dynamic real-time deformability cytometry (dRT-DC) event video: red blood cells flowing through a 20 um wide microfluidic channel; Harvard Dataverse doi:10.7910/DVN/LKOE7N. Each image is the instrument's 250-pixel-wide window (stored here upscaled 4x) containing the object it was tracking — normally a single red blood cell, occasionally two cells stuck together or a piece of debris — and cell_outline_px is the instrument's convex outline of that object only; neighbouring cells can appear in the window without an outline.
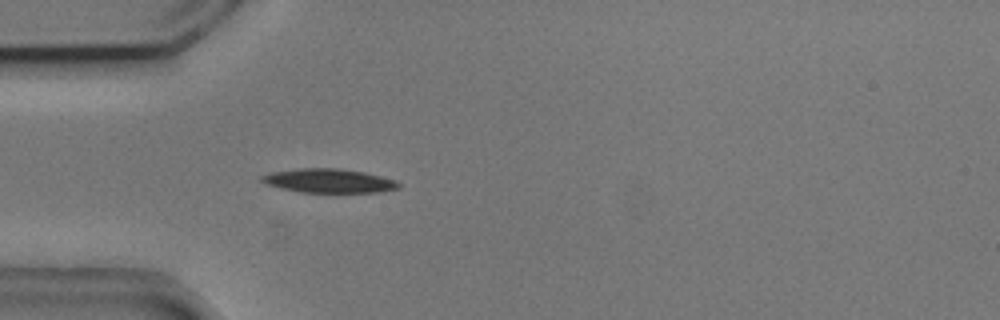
{"species": "common noctule bat (a hibernating species)", "species_latin": "Nyctalus noctula", "temperature_condition": "cold", "stored_images_in_passage": 39, "camera_frame_rate_fps": 3000, "um_per_image_px": 0.085, "animal": {"sex": "male", "body_mass_g": 20.5, "forearm_length_mm": 52.5}, "frame": {"image": 1, "passage_image": 1, "time_ms": 0.0, "image_size_px": [1000, 320], "cell_outline_px": [[400, 188], [380, 192], [300, 192], [280, 188], [264, 184], [260, 180], [260, 176], [268, 172], [300, 168], [340, 168], [364, 172], [396, 180], [400, 184]], "centroid_in_image_um": [27.91, 15.36], "position_along_channel_um": 57.1, "area_um2": 19.31}}
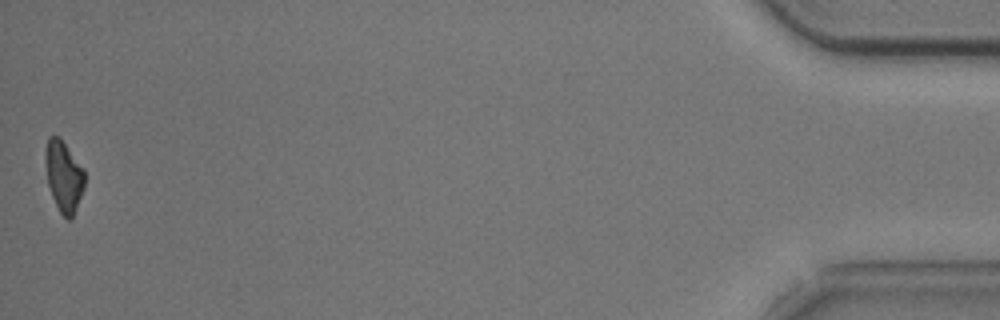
{"frame": {"image": 2, "passage_image": 39, "time_ms": 12.667, "image_size_px": [1000, 320], "cell_outline_px": [[84, 188], [76, 208], [72, 216], [68, 220], [60, 212], [52, 196], [48, 184], [44, 164], [44, 148], [48, 136], [60, 136], [84, 168]], "centroid_in_image_um": [5.39, 14.9], "position_along_channel_um": 429.8, "area_um2": 16.42}, "authors_computed_cell_mechanics": {"area_um2": 18.4382, "velocity_mm_per_s": 3.7246, "shape_relaxation_time_tau1_ms": 3.4228, "shape_relaxation_time_tau2_ms": null, "deformation_change_tau1": 0.1573, "deformation_change_tau2": null}}